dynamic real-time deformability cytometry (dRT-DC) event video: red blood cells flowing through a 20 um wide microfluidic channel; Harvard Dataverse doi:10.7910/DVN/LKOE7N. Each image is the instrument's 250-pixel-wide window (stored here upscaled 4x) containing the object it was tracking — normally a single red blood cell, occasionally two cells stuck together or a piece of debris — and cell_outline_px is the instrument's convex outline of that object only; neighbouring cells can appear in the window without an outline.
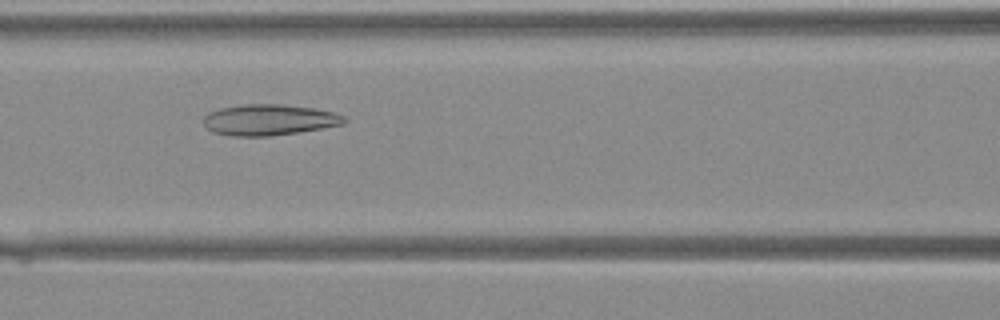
{"species": "Egyptian fruit bat (a non-hibernating species)", "species_latin": "Rousettus aegyptiacus", "temperature_condition": "warm", "stored_images_in_passage": 40, "camera_frame_rate_fps": 3000, "um_per_image_px": 0.085, "animal": {"sex": "female"}, "frame": {"image": 1, "passage_image": 17, "time_ms": 5.333, "image_size_px": [1000, 320], "cell_outline_px": [[348, 120], [344, 124], [324, 128], [300, 132], [272, 136], [232, 136], [212, 132], [204, 124], [204, 116], [208, 112], [220, 108], [244, 104], [280, 104], [316, 108], [336, 112], [344, 116]], "centroid_in_image_um": [22.92, 10.18], "position_along_channel_um": 143.7, "area_um2": 25.72}}
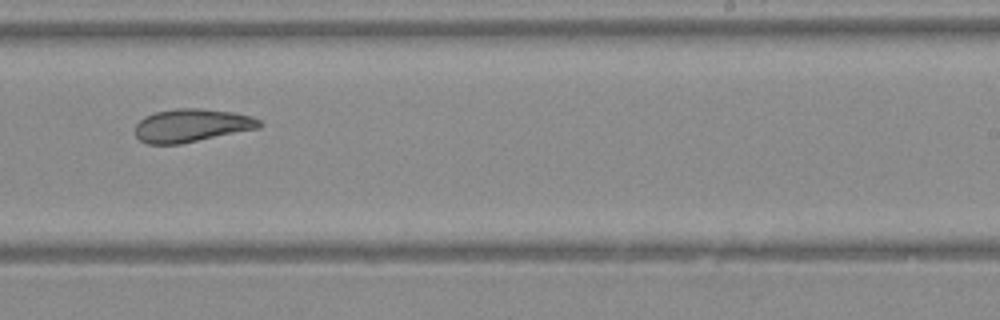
{"frame": {"image": 2, "passage_image": 25, "time_ms": 8.0, "image_size_px": [1000, 320], "cell_outline_px": [[264, 124], [260, 128], [180, 144], [148, 144], [140, 140], [136, 136], [136, 124], [144, 116], [156, 112], [176, 108], [200, 108], [232, 112], [252, 116], [260, 120]], "centroid_in_image_um": [16.31, 10.66], "position_along_channel_um": 272.7, "area_um2": 24.04}}
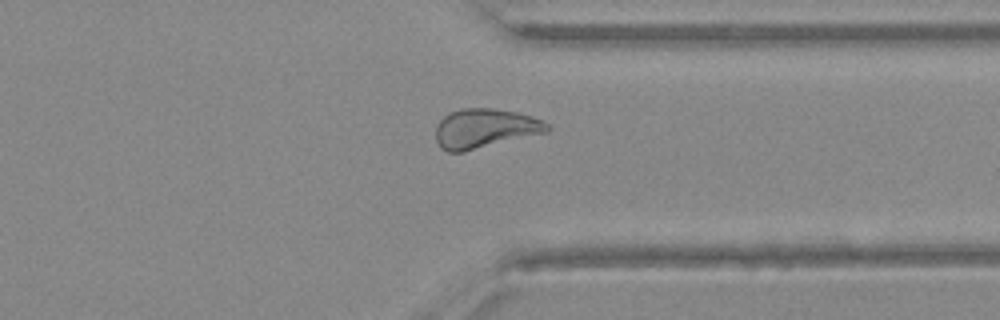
{"frame": {"image": 3, "passage_image": 31, "time_ms": 10.0, "image_size_px": [1000, 320], "cell_outline_px": [[552, 128], [548, 132], [464, 152], [448, 152], [440, 148], [436, 140], [436, 124], [444, 116], [452, 112], [464, 108], [492, 108], [516, 112], [540, 120], [548, 124]], "centroid_in_image_um": [41.2, 10.93], "position_along_channel_um": 370.2, "area_um2": 25.55}}